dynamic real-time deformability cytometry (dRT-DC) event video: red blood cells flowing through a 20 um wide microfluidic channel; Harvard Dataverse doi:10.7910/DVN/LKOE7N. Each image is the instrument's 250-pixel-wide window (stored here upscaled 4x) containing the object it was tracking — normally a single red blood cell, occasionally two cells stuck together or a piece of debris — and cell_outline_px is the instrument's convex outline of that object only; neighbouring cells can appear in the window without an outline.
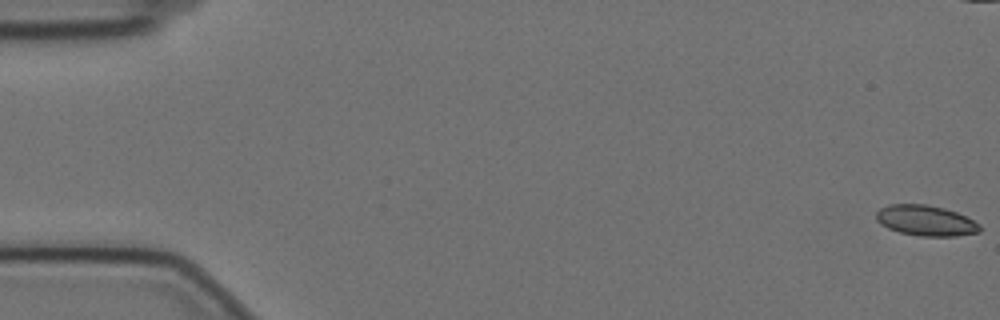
{"species": "Egyptian fruit bat (a non-hibernating species)", "species_latin": "Rousettus aegyptiacus", "temperature_condition": "cold", "stored_images_in_passage": 12, "camera_frame_rate_fps": 3000, "um_per_image_px": 0.085, "animal": {"sex": "female"}, "frame": {"image": 1, "passage_image": 1, "time_ms": 0.0, "image_size_px": [1000, 320], "cell_outline_px": [[980, 232], [956, 236], [920, 236], [900, 232], [888, 228], [880, 224], [876, 220], [876, 212], [880, 208], [888, 204], [928, 204], [944, 208], [956, 212], [980, 224]], "centroid_in_image_um": [78.66, 18.74], "position_along_channel_um": 6.3, "area_um2": 18.44}}